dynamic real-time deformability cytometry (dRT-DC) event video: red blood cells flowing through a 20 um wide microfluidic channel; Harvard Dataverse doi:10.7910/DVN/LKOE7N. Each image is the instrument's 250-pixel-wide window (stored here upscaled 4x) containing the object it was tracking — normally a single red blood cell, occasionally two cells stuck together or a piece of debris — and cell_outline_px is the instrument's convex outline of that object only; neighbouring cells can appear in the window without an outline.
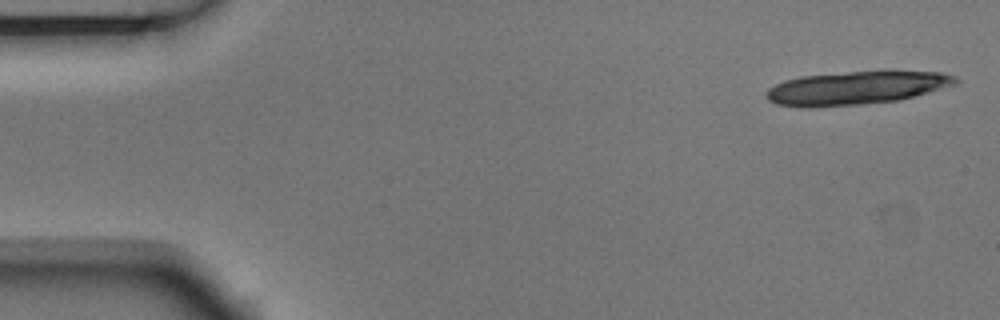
{"species": "Egyptian fruit bat (a non-hibernating species)", "species_latin": "Rousettus aegyptiacus", "temperature_condition": "room temperature", "stored_images_in_passage": 6, "camera_frame_rate_fps": 3000, "um_per_image_px": 0.085, "animal": {"sex": "male"}, "frame": {"image": 1, "passage_image": 1, "time_ms": 0.0, "image_size_px": [1000, 320], "cell_outline_px": [[960, 80], [956, 84], [900, 100], [860, 104], [808, 108], [804, 108], [776, 104], [768, 100], [764, 96], [764, 92], [768, 88], [784, 80], [800, 76], [848, 72], [940, 72], [956, 76]], "centroid_in_image_um": [72.7, 7.49], "position_along_channel_um": 12.3, "area_um2": 36.53}}